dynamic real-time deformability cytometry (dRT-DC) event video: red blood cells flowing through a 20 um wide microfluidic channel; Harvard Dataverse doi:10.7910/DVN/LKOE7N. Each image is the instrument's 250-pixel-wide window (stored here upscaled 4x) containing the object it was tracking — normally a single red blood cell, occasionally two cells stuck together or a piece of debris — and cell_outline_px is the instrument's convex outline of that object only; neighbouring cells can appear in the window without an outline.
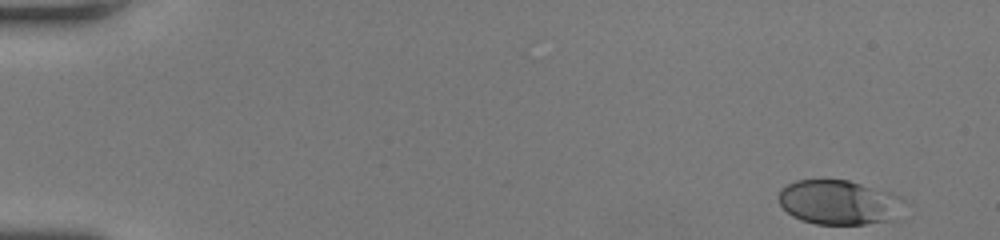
{"species": "human", "species_latin": "Homo sapiens", "temperature_condition": "room temperature", "stored_images_in_passage": 47, "camera_frame_rate_fps": 3000, "um_per_image_px": 0.085, "donor": {"sex": "female"}, "frame": {"image": 1, "passage_image": 1, "time_ms": 0.0, "image_size_px": [1000, 240], "cell_outline_px": [[908, 200], [900, 220], [864, 224], [816, 224], [800, 220], [792, 216], [780, 204], [776, 196], [780, 188], [796, 180], [848, 180], [892, 192], [904, 196]], "centroid_in_image_um": [71.43, 17.21], "position_along_channel_um": 13.6, "area_um2": 33.7}}
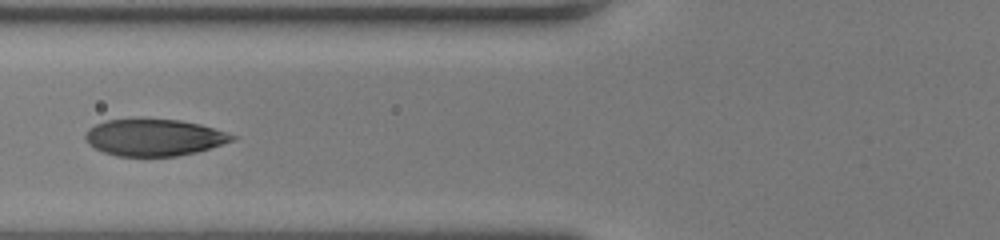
{"frame": {"image": 2, "passage_image": 19, "time_ms": 6.0, "image_size_px": [1000, 240], "cell_outline_px": [[236, 140], [196, 152], [176, 156], [116, 156], [104, 152], [88, 144], [84, 140], [84, 136], [88, 128], [96, 124], [108, 120], [140, 116], [180, 120], [200, 124], [236, 136]], "centroid_in_image_um": [13.04, 11.65], "position_along_channel_um": 112.8, "area_um2": 32.14}}
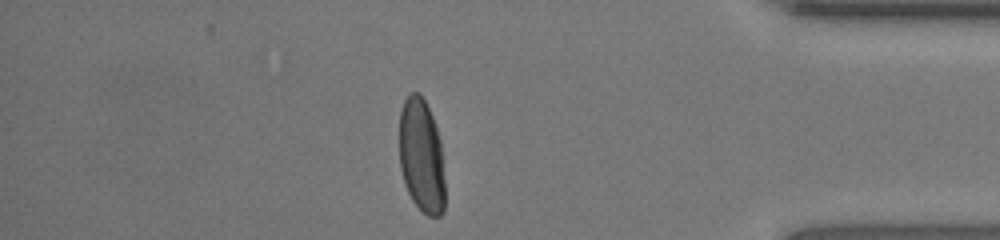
{"frame": {"image": 3, "passage_image": 41, "time_ms": 13.333, "image_size_px": [1000, 240], "cell_outline_px": [[444, 212], [440, 216], [428, 216], [412, 200], [404, 184], [400, 168], [400, 108], [408, 92], [420, 92], [432, 116], [440, 140], [444, 180]], "centroid_in_image_um": [35.81, 13.24], "position_along_channel_um": 399.4, "area_um2": 30.35}, "authors_computed_cell_mechanics": {"area_um2": 32.4258, "velocity_mm_per_s": 4.3015, "shape_relaxation_time_tau1_ms": 3.0477, "shape_relaxation_time_tau2_ms": null, "deformation_change_tau1": 0.1818, "deformation_change_tau2": null}}